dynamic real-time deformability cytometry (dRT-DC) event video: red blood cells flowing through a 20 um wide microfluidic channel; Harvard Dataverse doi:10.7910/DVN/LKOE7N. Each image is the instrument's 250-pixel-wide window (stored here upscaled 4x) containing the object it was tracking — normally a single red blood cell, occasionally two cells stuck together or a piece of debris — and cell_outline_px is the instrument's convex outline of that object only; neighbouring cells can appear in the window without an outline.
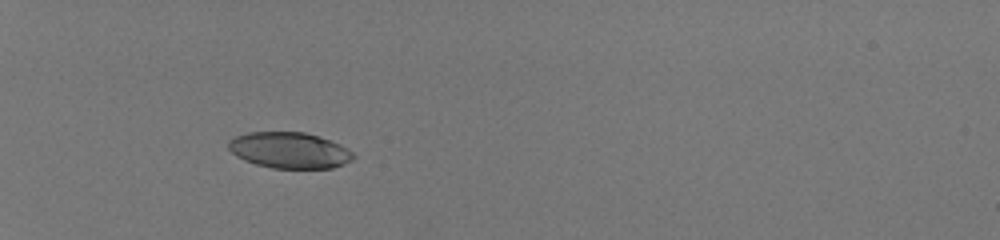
{"species": "human", "species_latin": "Homo sapiens", "temperature_condition": "room temperature", "stored_images_in_passage": 34, "camera_frame_rate_fps": 3000, "um_per_image_px": 0.085, "donor": {"sex": "male"}, "frame": {"image": 1, "passage_image": 1, "time_ms": 0.0, "image_size_px": [1000, 240], "cell_outline_px": [[356, 156], [352, 160], [344, 164], [332, 168], [272, 168], [256, 164], [244, 160], [236, 156], [228, 148], [228, 140], [236, 136], [248, 132], [304, 132], [320, 136], [340, 144], [348, 148]], "centroid_in_image_um": [24.61, 12.77], "position_along_channel_um": 60.4, "area_um2": 26.36}}
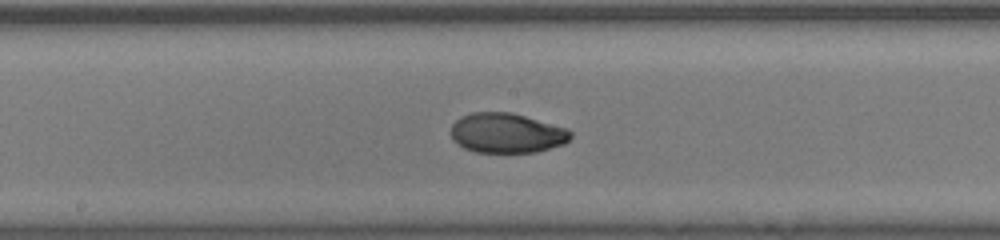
{"frame": {"image": 2, "passage_image": 14, "time_ms": 4.333, "image_size_px": [1000, 240], "cell_outline_px": [[572, 136], [564, 144], [536, 152], [476, 152], [464, 148], [456, 144], [452, 140], [452, 124], [460, 116], [472, 112], [512, 112], [568, 128], [572, 132]], "centroid_in_image_um": [43.07, 11.3], "position_along_channel_um": 205.1, "area_um2": 27.98}}
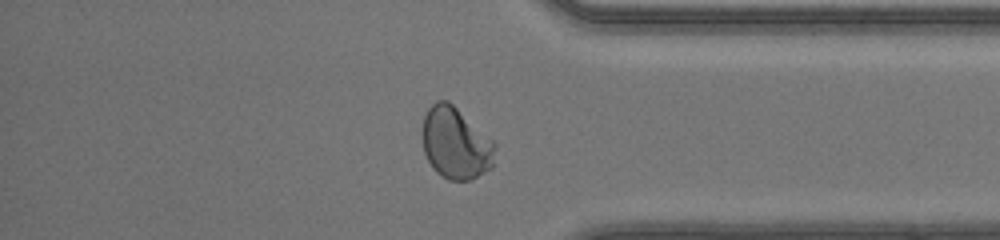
{"frame": {"image": 3, "passage_image": 28, "time_ms": 9.0, "image_size_px": [1000, 240], "cell_outline_px": [[496, 148], [492, 168], [472, 180], [448, 180], [436, 172], [432, 168], [424, 152], [420, 132], [424, 116], [428, 108], [436, 100], [448, 100], [492, 140], [496, 144]], "centroid_in_image_um": [38.7, 12.19], "position_along_channel_um": 396.5, "area_um2": 30.69}, "authors_computed_cell_mechanics": {"area_um2": 28.7555, "velocity_mm_per_s": 4.1515, "shape_relaxation_time_tau1_ms": 4.569, "shape_relaxation_time_tau2_ms": null, "deformation_change_tau1": 0.1882, "deformation_change_tau2": null}}